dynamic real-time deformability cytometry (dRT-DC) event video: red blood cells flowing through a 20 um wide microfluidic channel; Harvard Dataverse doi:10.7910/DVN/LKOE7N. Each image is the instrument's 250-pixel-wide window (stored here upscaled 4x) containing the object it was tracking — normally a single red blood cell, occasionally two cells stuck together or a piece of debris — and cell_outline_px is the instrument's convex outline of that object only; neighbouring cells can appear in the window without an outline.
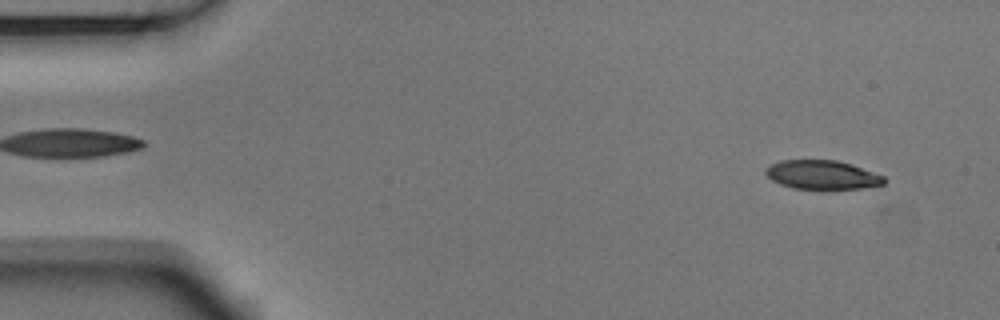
{"species": "Egyptian fruit bat (a non-hibernating species)", "species_latin": "Rousettus aegyptiacus", "temperature_condition": "room temperature", "stored_images_in_passage": 52, "camera_frame_rate_fps": 3000, "um_per_image_px": 0.085, "animal": {"sex": "male"}, "frame": {"image": 1, "passage_image": 3, "time_ms": 0.667, "image_size_px": [1000, 320], "cell_outline_px": [[888, 180], [884, 184], [860, 188], [792, 188], [780, 184], [772, 180], [764, 172], [772, 164], [780, 160], [836, 160], [852, 164], [884, 176]], "centroid_in_image_um": [69.91, 14.85], "position_along_channel_um": 15.1, "area_um2": 19.71}}
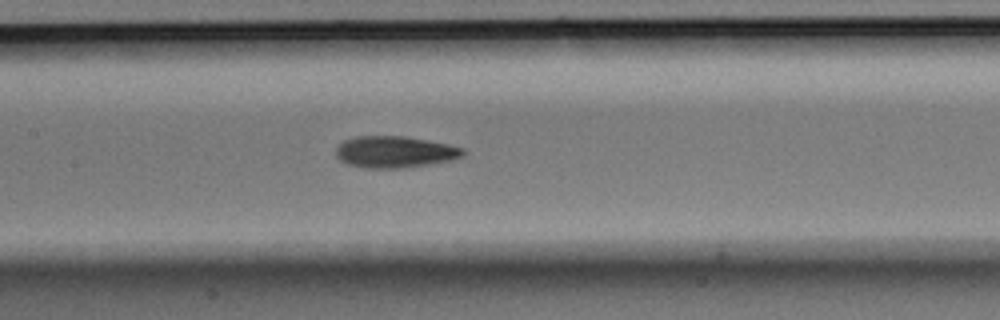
{"frame": {"image": 2, "passage_image": 24, "time_ms": 7.667, "image_size_px": [1000, 320], "cell_outline_px": [[464, 156], [452, 160], [404, 168], [364, 168], [348, 164], [340, 160], [336, 156], [336, 148], [344, 140], [356, 136], [404, 136], [428, 140], [448, 144], [464, 148]], "centroid_in_image_um": [33.56, 12.91], "position_along_channel_um": 173.8, "area_um2": 23.47}}
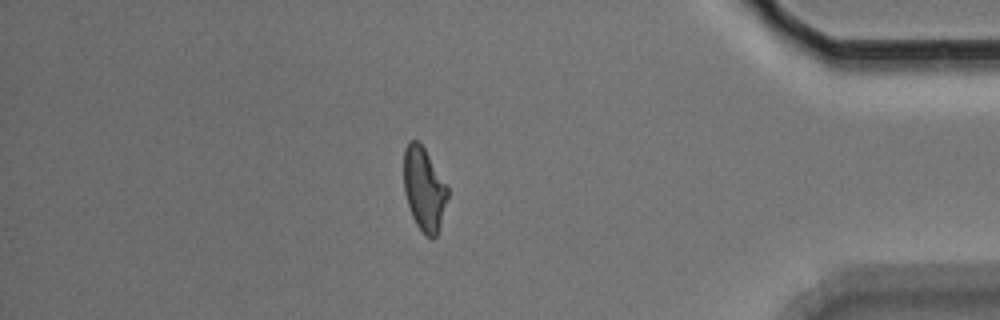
{"frame": {"image": 3, "passage_image": 45, "time_ms": 14.667, "image_size_px": [1000, 320], "cell_outline_px": [[448, 196], [440, 224], [436, 236], [432, 240], [416, 224], [412, 216], [404, 192], [404, 148], [408, 140], [416, 140], [424, 148], [448, 188]], "centroid_in_image_um": [36.02, 16.05], "position_along_channel_um": 399.2, "area_um2": 20.92}, "authors_computed_cell_mechanics": {"area_um2": 22.1952, "velocity_mm_per_s": 3.7388, "shape_relaxation_time_tau1_ms": 5.355, "shape_relaxation_time_tau2_ms": 4.5801, "deformation_change_tau1": 0.1582, "deformation_change_tau2": 0.1282}}